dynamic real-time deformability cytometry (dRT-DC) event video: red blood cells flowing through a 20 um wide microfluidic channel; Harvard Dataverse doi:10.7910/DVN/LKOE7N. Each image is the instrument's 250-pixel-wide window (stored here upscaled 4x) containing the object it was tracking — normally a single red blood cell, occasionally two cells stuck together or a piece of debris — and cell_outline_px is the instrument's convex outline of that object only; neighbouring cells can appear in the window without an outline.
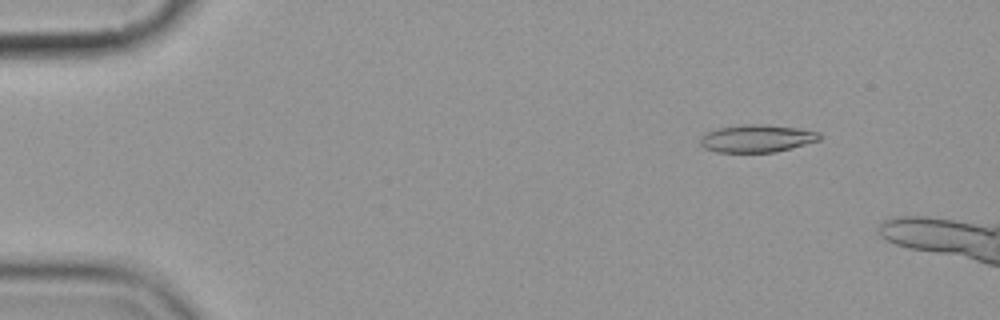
{"species": "common noctule bat (a hibernating species)", "species_latin": "Nyctalus noctula", "temperature_condition": "cold", "stored_images_in_passage": 3, "camera_frame_rate_fps": 3000, "um_per_image_px": 0.085, "animal": {"sex": "female", "body_mass_g": 19.9}, "frame": {"image": 1, "passage_image": 2, "time_ms": 1.0, "image_size_px": [1000, 320], "cell_outline_px": [[824, 136], [820, 140], [776, 152], [716, 152], [704, 148], [700, 144], [700, 136], [716, 128], [748, 124], [764, 124], [796, 128], [820, 132]], "centroid_in_image_um": [64.34, 11.77], "position_along_channel_um": 20.7, "area_um2": 19.25}}